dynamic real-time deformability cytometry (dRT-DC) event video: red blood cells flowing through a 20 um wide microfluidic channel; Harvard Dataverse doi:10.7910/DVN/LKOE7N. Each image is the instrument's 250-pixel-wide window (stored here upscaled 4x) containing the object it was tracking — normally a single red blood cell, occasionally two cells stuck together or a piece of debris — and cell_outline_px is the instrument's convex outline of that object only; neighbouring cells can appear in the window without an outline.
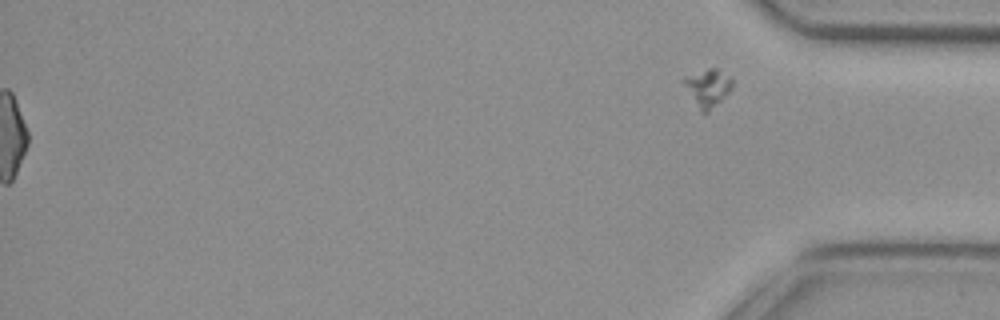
{"species": "common noctule bat (a hibernating species)", "species_latin": "Nyctalus noctula", "temperature_condition": "cold", "stored_images_in_passage": 52, "segment_of_instrument_passage": [2, 2], "camera_frame_rate_fps": 3000, "um_per_image_px": 0.085, "animal": {"sex": "female", "body_mass_g": 29.2, "forearm_length_mm": 56.3}, "frame": {"image": 1, "passage_image": 52, "time_ms": 17.0, "image_size_px": [1000, 320], "cell_outline_px": [[732, 88], [708, 112], [700, 112], [680, 80], [684, 76], [708, 68], [716, 68], [732, 76]], "centroid_in_image_um": [60.12, 7.43], "position_along_channel_um": 375.1, "area_um2": 10.69}}